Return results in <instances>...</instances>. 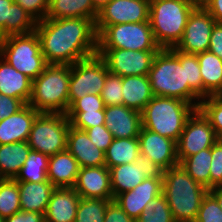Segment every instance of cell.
Masks as SVG:
<instances>
[{"instance_id": "1", "label": "cell", "mask_w": 222, "mask_h": 222, "mask_svg": "<svg viewBox=\"0 0 222 222\" xmlns=\"http://www.w3.org/2000/svg\"><path fill=\"white\" fill-rule=\"evenodd\" d=\"M48 64L73 65L97 54L95 21L86 18H45L35 28Z\"/></svg>"}, {"instance_id": "2", "label": "cell", "mask_w": 222, "mask_h": 222, "mask_svg": "<svg viewBox=\"0 0 222 222\" xmlns=\"http://www.w3.org/2000/svg\"><path fill=\"white\" fill-rule=\"evenodd\" d=\"M148 77L154 96L181 99L198 109L202 99L188 86L186 52L161 48L154 56Z\"/></svg>"}, {"instance_id": "3", "label": "cell", "mask_w": 222, "mask_h": 222, "mask_svg": "<svg viewBox=\"0 0 222 222\" xmlns=\"http://www.w3.org/2000/svg\"><path fill=\"white\" fill-rule=\"evenodd\" d=\"M208 192L179 164L164 171L162 193L176 222H195Z\"/></svg>"}, {"instance_id": "4", "label": "cell", "mask_w": 222, "mask_h": 222, "mask_svg": "<svg viewBox=\"0 0 222 222\" xmlns=\"http://www.w3.org/2000/svg\"><path fill=\"white\" fill-rule=\"evenodd\" d=\"M71 65L48 64L32 81L28 105L39 113L65 114L69 108Z\"/></svg>"}, {"instance_id": "5", "label": "cell", "mask_w": 222, "mask_h": 222, "mask_svg": "<svg viewBox=\"0 0 222 222\" xmlns=\"http://www.w3.org/2000/svg\"><path fill=\"white\" fill-rule=\"evenodd\" d=\"M196 109L181 99L154 96L141 112L142 127L177 142Z\"/></svg>"}, {"instance_id": "6", "label": "cell", "mask_w": 222, "mask_h": 222, "mask_svg": "<svg viewBox=\"0 0 222 222\" xmlns=\"http://www.w3.org/2000/svg\"><path fill=\"white\" fill-rule=\"evenodd\" d=\"M193 9L190 0H150L149 21L160 48L178 44Z\"/></svg>"}, {"instance_id": "7", "label": "cell", "mask_w": 222, "mask_h": 222, "mask_svg": "<svg viewBox=\"0 0 222 222\" xmlns=\"http://www.w3.org/2000/svg\"><path fill=\"white\" fill-rule=\"evenodd\" d=\"M0 56L17 71L36 79L47 67L36 31L0 39Z\"/></svg>"}, {"instance_id": "8", "label": "cell", "mask_w": 222, "mask_h": 222, "mask_svg": "<svg viewBox=\"0 0 222 222\" xmlns=\"http://www.w3.org/2000/svg\"><path fill=\"white\" fill-rule=\"evenodd\" d=\"M97 49L159 51L150 21L107 25L97 35Z\"/></svg>"}, {"instance_id": "9", "label": "cell", "mask_w": 222, "mask_h": 222, "mask_svg": "<svg viewBox=\"0 0 222 222\" xmlns=\"http://www.w3.org/2000/svg\"><path fill=\"white\" fill-rule=\"evenodd\" d=\"M69 119L61 113H39L33 121L28 145L48 156L67 150Z\"/></svg>"}, {"instance_id": "10", "label": "cell", "mask_w": 222, "mask_h": 222, "mask_svg": "<svg viewBox=\"0 0 222 222\" xmlns=\"http://www.w3.org/2000/svg\"><path fill=\"white\" fill-rule=\"evenodd\" d=\"M105 61L94 55L71 65L69 106L88 94H101L108 73Z\"/></svg>"}, {"instance_id": "11", "label": "cell", "mask_w": 222, "mask_h": 222, "mask_svg": "<svg viewBox=\"0 0 222 222\" xmlns=\"http://www.w3.org/2000/svg\"><path fill=\"white\" fill-rule=\"evenodd\" d=\"M218 137L203 113L196 109L187 120L185 127L176 142L179 163L203 149L211 148Z\"/></svg>"}, {"instance_id": "12", "label": "cell", "mask_w": 222, "mask_h": 222, "mask_svg": "<svg viewBox=\"0 0 222 222\" xmlns=\"http://www.w3.org/2000/svg\"><path fill=\"white\" fill-rule=\"evenodd\" d=\"M113 198L125 191L133 190L147 178H163L164 169L141 152L134 163L109 168Z\"/></svg>"}, {"instance_id": "13", "label": "cell", "mask_w": 222, "mask_h": 222, "mask_svg": "<svg viewBox=\"0 0 222 222\" xmlns=\"http://www.w3.org/2000/svg\"><path fill=\"white\" fill-rule=\"evenodd\" d=\"M158 51H132L125 49H97L108 71L120 77L148 75Z\"/></svg>"}, {"instance_id": "14", "label": "cell", "mask_w": 222, "mask_h": 222, "mask_svg": "<svg viewBox=\"0 0 222 222\" xmlns=\"http://www.w3.org/2000/svg\"><path fill=\"white\" fill-rule=\"evenodd\" d=\"M150 0H111L98 11L97 35L107 26L149 21Z\"/></svg>"}, {"instance_id": "15", "label": "cell", "mask_w": 222, "mask_h": 222, "mask_svg": "<svg viewBox=\"0 0 222 222\" xmlns=\"http://www.w3.org/2000/svg\"><path fill=\"white\" fill-rule=\"evenodd\" d=\"M215 23L206 9L194 8L187 19L182 38L174 48L192 54L208 51Z\"/></svg>"}, {"instance_id": "16", "label": "cell", "mask_w": 222, "mask_h": 222, "mask_svg": "<svg viewBox=\"0 0 222 222\" xmlns=\"http://www.w3.org/2000/svg\"><path fill=\"white\" fill-rule=\"evenodd\" d=\"M163 178H145L133 190L118 194L114 200L121 209L135 221L147 205L162 194Z\"/></svg>"}, {"instance_id": "17", "label": "cell", "mask_w": 222, "mask_h": 222, "mask_svg": "<svg viewBox=\"0 0 222 222\" xmlns=\"http://www.w3.org/2000/svg\"><path fill=\"white\" fill-rule=\"evenodd\" d=\"M140 152L168 170L179 164L176 141L141 127L138 135Z\"/></svg>"}, {"instance_id": "18", "label": "cell", "mask_w": 222, "mask_h": 222, "mask_svg": "<svg viewBox=\"0 0 222 222\" xmlns=\"http://www.w3.org/2000/svg\"><path fill=\"white\" fill-rule=\"evenodd\" d=\"M73 188L81 198L114 200L107 166L80 168Z\"/></svg>"}, {"instance_id": "19", "label": "cell", "mask_w": 222, "mask_h": 222, "mask_svg": "<svg viewBox=\"0 0 222 222\" xmlns=\"http://www.w3.org/2000/svg\"><path fill=\"white\" fill-rule=\"evenodd\" d=\"M105 126L113 138L138 137L141 127V113L126 107L114 105L105 107Z\"/></svg>"}, {"instance_id": "20", "label": "cell", "mask_w": 222, "mask_h": 222, "mask_svg": "<svg viewBox=\"0 0 222 222\" xmlns=\"http://www.w3.org/2000/svg\"><path fill=\"white\" fill-rule=\"evenodd\" d=\"M37 21L13 0H0V39L35 31Z\"/></svg>"}, {"instance_id": "21", "label": "cell", "mask_w": 222, "mask_h": 222, "mask_svg": "<svg viewBox=\"0 0 222 222\" xmlns=\"http://www.w3.org/2000/svg\"><path fill=\"white\" fill-rule=\"evenodd\" d=\"M67 150L77 160L80 168L105 166V153L93 144L85 130L70 126Z\"/></svg>"}, {"instance_id": "22", "label": "cell", "mask_w": 222, "mask_h": 222, "mask_svg": "<svg viewBox=\"0 0 222 222\" xmlns=\"http://www.w3.org/2000/svg\"><path fill=\"white\" fill-rule=\"evenodd\" d=\"M38 114L33 107L25 104L18 112L0 121V145L28 141Z\"/></svg>"}, {"instance_id": "23", "label": "cell", "mask_w": 222, "mask_h": 222, "mask_svg": "<svg viewBox=\"0 0 222 222\" xmlns=\"http://www.w3.org/2000/svg\"><path fill=\"white\" fill-rule=\"evenodd\" d=\"M80 195L74 188H55L44 214L45 222H75Z\"/></svg>"}, {"instance_id": "24", "label": "cell", "mask_w": 222, "mask_h": 222, "mask_svg": "<svg viewBox=\"0 0 222 222\" xmlns=\"http://www.w3.org/2000/svg\"><path fill=\"white\" fill-rule=\"evenodd\" d=\"M79 169L77 160L65 150L49 156L47 178L55 188H73Z\"/></svg>"}, {"instance_id": "25", "label": "cell", "mask_w": 222, "mask_h": 222, "mask_svg": "<svg viewBox=\"0 0 222 222\" xmlns=\"http://www.w3.org/2000/svg\"><path fill=\"white\" fill-rule=\"evenodd\" d=\"M32 80L17 71L0 56V93L22 100L28 104L31 97Z\"/></svg>"}, {"instance_id": "26", "label": "cell", "mask_w": 222, "mask_h": 222, "mask_svg": "<svg viewBox=\"0 0 222 222\" xmlns=\"http://www.w3.org/2000/svg\"><path fill=\"white\" fill-rule=\"evenodd\" d=\"M123 105L142 112L154 97L148 75H130L122 77Z\"/></svg>"}, {"instance_id": "27", "label": "cell", "mask_w": 222, "mask_h": 222, "mask_svg": "<svg viewBox=\"0 0 222 222\" xmlns=\"http://www.w3.org/2000/svg\"><path fill=\"white\" fill-rule=\"evenodd\" d=\"M21 211L45 214L55 187L50 181L38 183L18 181Z\"/></svg>"}, {"instance_id": "28", "label": "cell", "mask_w": 222, "mask_h": 222, "mask_svg": "<svg viewBox=\"0 0 222 222\" xmlns=\"http://www.w3.org/2000/svg\"><path fill=\"white\" fill-rule=\"evenodd\" d=\"M98 11L92 0H49L46 18H86L96 21Z\"/></svg>"}, {"instance_id": "29", "label": "cell", "mask_w": 222, "mask_h": 222, "mask_svg": "<svg viewBox=\"0 0 222 222\" xmlns=\"http://www.w3.org/2000/svg\"><path fill=\"white\" fill-rule=\"evenodd\" d=\"M27 141L0 145V177L15 179L30 153Z\"/></svg>"}, {"instance_id": "30", "label": "cell", "mask_w": 222, "mask_h": 222, "mask_svg": "<svg viewBox=\"0 0 222 222\" xmlns=\"http://www.w3.org/2000/svg\"><path fill=\"white\" fill-rule=\"evenodd\" d=\"M203 81V99L222 88V60L210 51L196 54Z\"/></svg>"}, {"instance_id": "31", "label": "cell", "mask_w": 222, "mask_h": 222, "mask_svg": "<svg viewBox=\"0 0 222 222\" xmlns=\"http://www.w3.org/2000/svg\"><path fill=\"white\" fill-rule=\"evenodd\" d=\"M105 166L108 168L122 164L134 163L140 153L138 137L114 138L104 152Z\"/></svg>"}, {"instance_id": "32", "label": "cell", "mask_w": 222, "mask_h": 222, "mask_svg": "<svg viewBox=\"0 0 222 222\" xmlns=\"http://www.w3.org/2000/svg\"><path fill=\"white\" fill-rule=\"evenodd\" d=\"M211 148L184 158L179 165L199 184L210 189Z\"/></svg>"}, {"instance_id": "33", "label": "cell", "mask_w": 222, "mask_h": 222, "mask_svg": "<svg viewBox=\"0 0 222 222\" xmlns=\"http://www.w3.org/2000/svg\"><path fill=\"white\" fill-rule=\"evenodd\" d=\"M49 156L41 152L30 150V153L21 167L16 181L38 183L49 181L47 178Z\"/></svg>"}, {"instance_id": "34", "label": "cell", "mask_w": 222, "mask_h": 222, "mask_svg": "<svg viewBox=\"0 0 222 222\" xmlns=\"http://www.w3.org/2000/svg\"><path fill=\"white\" fill-rule=\"evenodd\" d=\"M20 190L15 179L0 180V216L7 218L21 210Z\"/></svg>"}, {"instance_id": "35", "label": "cell", "mask_w": 222, "mask_h": 222, "mask_svg": "<svg viewBox=\"0 0 222 222\" xmlns=\"http://www.w3.org/2000/svg\"><path fill=\"white\" fill-rule=\"evenodd\" d=\"M111 200L80 198L75 222H104L105 212Z\"/></svg>"}, {"instance_id": "36", "label": "cell", "mask_w": 222, "mask_h": 222, "mask_svg": "<svg viewBox=\"0 0 222 222\" xmlns=\"http://www.w3.org/2000/svg\"><path fill=\"white\" fill-rule=\"evenodd\" d=\"M136 222H176L166 197L162 193L154 198L142 212Z\"/></svg>"}, {"instance_id": "37", "label": "cell", "mask_w": 222, "mask_h": 222, "mask_svg": "<svg viewBox=\"0 0 222 222\" xmlns=\"http://www.w3.org/2000/svg\"><path fill=\"white\" fill-rule=\"evenodd\" d=\"M198 109L209 120L218 139H222V101L211 95L200 101Z\"/></svg>"}, {"instance_id": "38", "label": "cell", "mask_w": 222, "mask_h": 222, "mask_svg": "<svg viewBox=\"0 0 222 222\" xmlns=\"http://www.w3.org/2000/svg\"><path fill=\"white\" fill-rule=\"evenodd\" d=\"M100 95L105 107L123 105L122 77L108 72Z\"/></svg>"}, {"instance_id": "39", "label": "cell", "mask_w": 222, "mask_h": 222, "mask_svg": "<svg viewBox=\"0 0 222 222\" xmlns=\"http://www.w3.org/2000/svg\"><path fill=\"white\" fill-rule=\"evenodd\" d=\"M65 115L69 119L70 126L80 130L105 125V110L96 112H66Z\"/></svg>"}, {"instance_id": "40", "label": "cell", "mask_w": 222, "mask_h": 222, "mask_svg": "<svg viewBox=\"0 0 222 222\" xmlns=\"http://www.w3.org/2000/svg\"><path fill=\"white\" fill-rule=\"evenodd\" d=\"M186 74L188 86L203 99V81L196 54L186 53Z\"/></svg>"}, {"instance_id": "41", "label": "cell", "mask_w": 222, "mask_h": 222, "mask_svg": "<svg viewBox=\"0 0 222 222\" xmlns=\"http://www.w3.org/2000/svg\"><path fill=\"white\" fill-rule=\"evenodd\" d=\"M195 222H222V209L209 192L202 200Z\"/></svg>"}, {"instance_id": "42", "label": "cell", "mask_w": 222, "mask_h": 222, "mask_svg": "<svg viewBox=\"0 0 222 222\" xmlns=\"http://www.w3.org/2000/svg\"><path fill=\"white\" fill-rule=\"evenodd\" d=\"M210 189L222 185V139L211 147Z\"/></svg>"}, {"instance_id": "43", "label": "cell", "mask_w": 222, "mask_h": 222, "mask_svg": "<svg viewBox=\"0 0 222 222\" xmlns=\"http://www.w3.org/2000/svg\"><path fill=\"white\" fill-rule=\"evenodd\" d=\"M105 110V106L100 94H88L75 100L68 108L67 112H96Z\"/></svg>"}, {"instance_id": "44", "label": "cell", "mask_w": 222, "mask_h": 222, "mask_svg": "<svg viewBox=\"0 0 222 222\" xmlns=\"http://www.w3.org/2000/svg\"><path fill=\"white\" fill-rule=\"evenodd\" d=\"M90 141L102 151H106L113 141L112 133L105 125H98L85 129Z\"/></svg>"}, {"instance_id": "45", "label": "cell", "mask_w": 222, "mask_h": 222, "mask_svg": "<svg viewBox=\"0 0 222 222\" xmlns=\"http://www.w3.org/2000/svg\"><path fill=\"white\" fill-rule=\"evenodd\" d=\"M27 11L37 22L46 18L49 0H13Z\"/></svg>"}, {"instance_id": "46", "label": "cell", "mask_w": 222, "mask_h": 222, "mask_svg": "<svg viewBox=\"0 0 222 222\" xmlns=\"http://www.w3.org/2000/svg\"><path fill=\"white\" fill-rule=\"evenodd\" d=\"M24 105L22 100L0 93V121L18 112Z\"/></svg>"}, {"instance_id": "47", "label": "cell", "mask_w": 222, "mask_h": 222, "mask_svg": "<svg viewBox=\"0 0 222 222\" xmlns=\"http://www.w3.org/2000/svg\"><path fill=\"white\" fill-rule=\"evenodd\" d=\"M104 222H136V221L131 217H129L116 203L115 200H112L108 203L104 216Z\"/></svg>"}, {"instance_id": "48", "label": "cell", "mask_w": 222, "mask_h": 222, "mask_svg": "<svg viewBox=\"0 0 222 222\" xmlns=\"http://www.w3.org/2000/svg\"><path fill=\"white\" fill-rule=\"evenodd\" d=\"M208 51L222 60V23L216 22L212 31Z\"/></svg>"}, {"instance_id": "49", "label": "cell", "mask_w": 222, "mask_h": 222, "mask_svg": "<svg viewBox=\"0 0 222 222\" xmlns=\"http://www.w3.org/2000/svg\"><path fill=\"white\" fill-rule=\"evenodd\" d=\"M4 222H45L44 214L32 211H18L4 219Z\"/></svg>"}, {"instance_id": "50", "label": "cell", "mask_w": 222, "mask_h": 222, "mask_svg": "<svg viewBox=\"0 0 222 222\" xmlns=\"http://www.w3.org/2000/svg\"><path fill=\"white\" fill-rule=\"evenodd\" d=\"M216 22L222 23V0H213L205 8Z\"/></svg>"}, {"instance_id": "51", "label": "cell", "mask_w": 222, "mask_h": 222, "mask_svg": "<svg viewBox=\"0 0 222 222\" xmlns=\"http://www.w3.org/2000/svg\"><path fill=\"white\" fill-rule=\"evenodd\" d=\"M209 193L216 199L219 207L222 209V185L209 189Z\"/></svg>"}, {"instance_id": "52", "label": "cell", "mask_w": 222, "mask_h": 222, "mask_svg": "<svg viewBox=\"0 0 222 222\" xmlns=\"http://www.w3.org/2000/svg\"><path fill=\"white\" fill-rule=\"evenodd\" d=\"M213 0H190L194 8H206Z\"/></svg>"}, {"instance_id": "53", "label": "cell", "mask_w": 222, "mask_h": 222, "mask_svg": "<svg viewBox=\"0 0 222 222\" xmlns=\"http://www.w3.org/2000/svg\"><path fill=\"white\" fill-rule=\"evenodd\" d=\"M111 0H92L94 8L99 11L105 5H107Z\"/></svg>"}, {"instance_id": "54", "label": "cell", "mask_w": 222, "mask_h": 222, "mask_svg": "<svg viewBox=\"0 0 222 222\" xmlns=\"http://www.w3.org/2000/svg\"><path fill=\"white\" fill-rule=\"evenodd\" d=\"M215 96L222 101V88L215 94Z\"/></svg>"}, {"instance_id": "55", "label": "cell", "mask_w": 222, "mask_h": 222, "mask_svg": "<svg viewBox=\"0 0 222 222\" xmlns=\"http://www.w3.org/2000/svg\"><path fill=\"white\" fill-rule=\"evenodd\" d=\"M0 222H4V218L0 216Z\"/></svg>"}]
</instances>
